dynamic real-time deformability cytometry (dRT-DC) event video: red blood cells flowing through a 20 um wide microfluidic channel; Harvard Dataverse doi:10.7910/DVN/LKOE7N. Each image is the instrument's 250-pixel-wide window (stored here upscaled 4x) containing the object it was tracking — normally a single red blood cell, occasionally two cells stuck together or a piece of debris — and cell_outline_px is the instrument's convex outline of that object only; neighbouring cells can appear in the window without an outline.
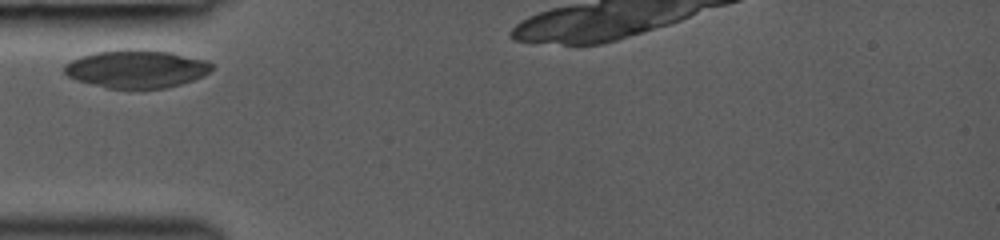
{"species": "common noctule bat (a hibernating species)", "species_latin": "Nyctalus noctula", "temperature_condition": "room temperature", "stored_images_in_passage": 17, "camera_frame_rate_fps": 3000, "um_per_image_px": 0.085, "animal": {"sex": "female", "body_mass_g": 19.0, "forearm_length_mm": 53.3}, "frame": {"image": 1, "passage_image": 1, "time_ms": 0.0, "image_size_px": [1000, 240], "cell_outline_px": [[216, 64], [208, 72], [192, 80], [180, 84], [164, 88], [108, 88], [76, 80], [68, 76], [64, 72], [64, 64], [80, 56], [96, 52], [124, 48], [140, 48], [172, 52], [204, 60]], "centroid_in_image_um": [11.58, 5.83], "position_along_channel_um": 73.4, "area_um2": 32.71}}
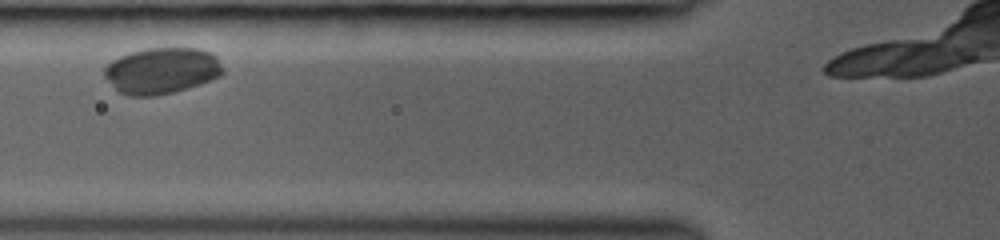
{"frame": {"image": 2, "passage_image": 4, "time_ms": 1.0, "image_size_px": [1000, 240], "cell_outline_px": [[224, 72], [220, 76], [200, 84], [172, 92], [156, 96], [128, 96], [120, 92], [104, 76], [104, 68], [112, 60], [120, 56], [144, 48], [200, 48], [212, 52], [216, 56], [224, 68]], "centroid_in_image_um": [13.77, 6.0], "position_along_channel_um": 112.0, "area_um2": 31.96}}
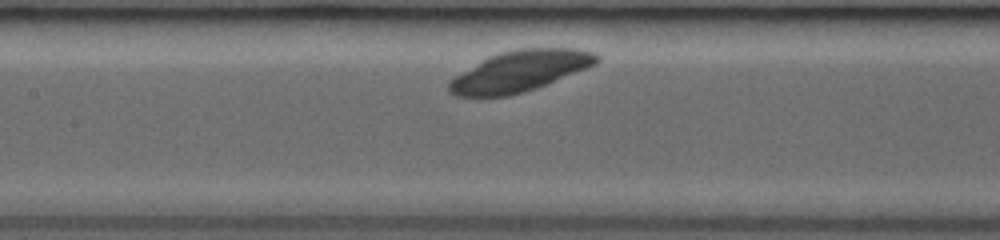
{"frame": {"image": 3, "passage_image": 8, "time_ms": 2.333, "image_size_px": [1000, 240], "cell_outline_px": [[600, 60], [596, 64], [536, 88], [524, 92], [508, 96], [456, 96], [448, 92], [448, 84], [456, 76], [488, 56], [500, 52], [516, 48], [576, 48], [596, 52], [600, 56]], "centroid_in_image_um": [44.22, 6.03], "position_along_channel_um": 163.2, "area_um2": 34.97}}